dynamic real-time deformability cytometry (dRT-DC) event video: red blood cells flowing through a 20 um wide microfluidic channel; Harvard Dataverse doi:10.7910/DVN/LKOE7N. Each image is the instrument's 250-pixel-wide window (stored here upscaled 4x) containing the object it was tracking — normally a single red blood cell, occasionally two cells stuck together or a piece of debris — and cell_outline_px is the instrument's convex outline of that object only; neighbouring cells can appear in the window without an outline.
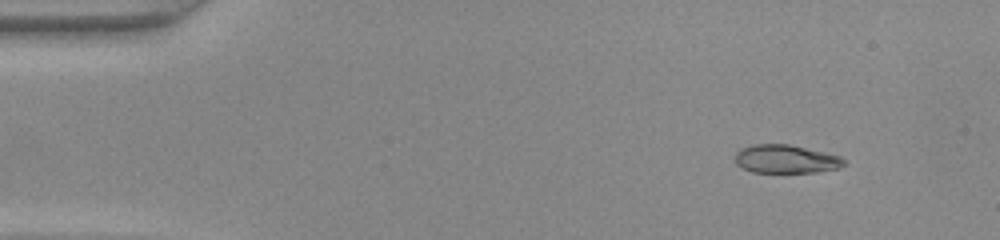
{"species": "common noctule bat (a hibernating species)", "species_latin": "Nyctalus noctula", "temperature_condition": "warm", "stored_images_in_passage": 43, "camera_frame_rate_fps": 3000, "um_per_image_px": 0.085, "animal": {"sex": "female", "body_mass_g": 22.0, "forearm_length_mm": 56.7}, "frame": {"image": 1, "passage_image": 1, "time_ms": 0.0, "image_size_px": [1000, 240], "cell_outline_px": [[844, 164], [840, 168], [816, 172], [752, 172], [736, 164], [736, 152], [740, 148], [756, 144], [788, 144], [840, 156], [844, 160]], "centroid_in_image_um": [66.78, 13.52], "position_along_channel_um": 18.2, "area_um2": 17.8}}
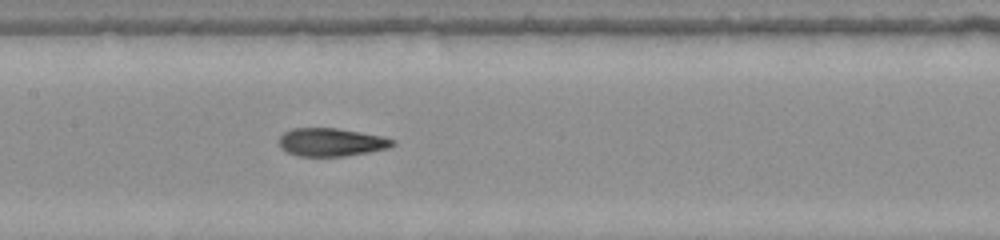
{"frame": {"image": 2, "passage_image": 19, "time_ms": 6.0, "image_size_px": [1000, 240], "cell_outline_px": [[396, 144], [388, 148], [368, 152], [344, 156], [300, 156], [288, 152], [280, 148], [280, 136], [284, 132], [292, 128], [336, 128], [360, 132], [380, 136], [396, 140]], "centroid_in_image_um": [28.16, 12.08], "position_along_channel_um": 179.2, "area_um2": 18.5}}
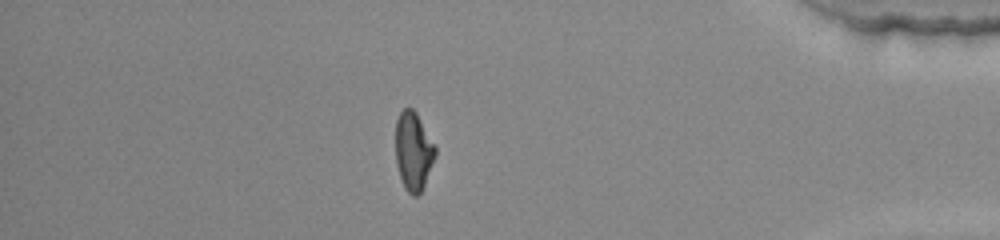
{"frame": {"image": 3, "passage_image": 37, "time_ms": 12.0, "image_size_px": [1000, 240], "cell_outline_px": [[436, 156], [424, 184], [420, 192], [416, 196], [412, 196], [404, 188], [396, 164], [396, 120], [400, 112], [404, 108], [412, 108], [416, 112], [436, 148]], "centroid_in_image_um": [35.13, 12.85], "position_along_channel_um": 400.1, "area_um2": 17.98}}